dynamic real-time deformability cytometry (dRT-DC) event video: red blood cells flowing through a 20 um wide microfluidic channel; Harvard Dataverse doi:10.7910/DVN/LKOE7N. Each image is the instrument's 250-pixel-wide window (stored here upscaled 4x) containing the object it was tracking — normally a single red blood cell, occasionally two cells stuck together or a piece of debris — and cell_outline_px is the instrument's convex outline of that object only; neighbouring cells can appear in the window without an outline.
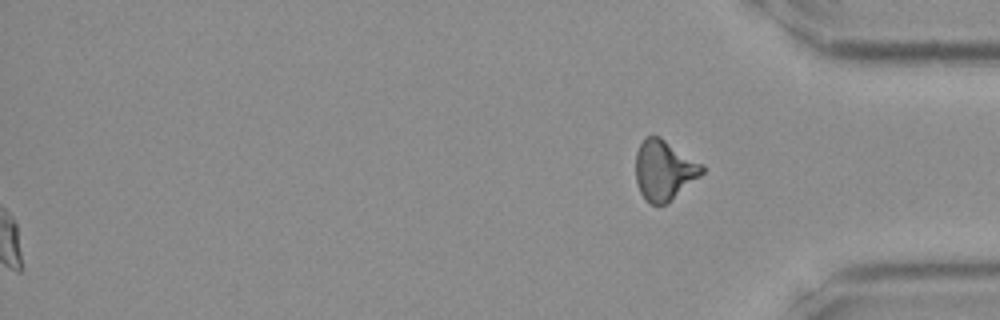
{"species": "Egyptian fruit bat (a non-hibernating species)", "species_latin": "Rousettus aegyptiacus", "temperature_condition": "room temperature", "stored_images_in_passage": 40, "segment_of_instrument_passage": [2, 2], "camera_frame_rate_fps": 3000, "um_per_image_px": 0.085, "frame": {"image": 1, "passage_image": 40, "time_ms": 13.0, "image_size_px": [1000, 320], "cell_outline_px": [[704, 172], [700, 176], [668, 204], [652, 204], [640, 192], [636, 180], [636, 152], [640, 144], [648, 136], [660, 136], [704, 164]], "centroid_in_image_um": [56.48, 14.46], "position_along_channel_um": 378.7, "area_um2": 23.24}}